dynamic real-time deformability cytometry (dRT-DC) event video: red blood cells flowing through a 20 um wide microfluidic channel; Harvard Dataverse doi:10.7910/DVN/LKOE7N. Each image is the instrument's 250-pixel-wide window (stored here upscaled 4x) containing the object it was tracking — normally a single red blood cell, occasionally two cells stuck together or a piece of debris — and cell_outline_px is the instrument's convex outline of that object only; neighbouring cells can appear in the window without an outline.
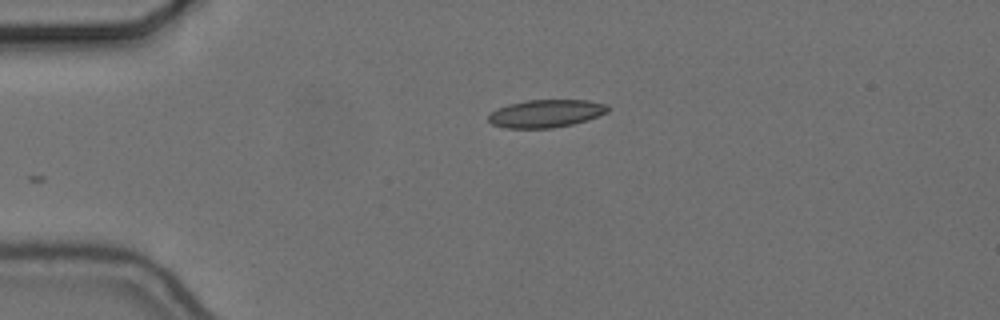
{"species": "common noctule bat (a hibernating species)", "species_latin": "Nyctalus noctula", "temperature_condition": "cold", "stored_images_in_passage": 5, "camera_frame_rate_fps": 3000, "um_per_image_px": 0.085, "animal": {"sex": "female", "body_mass_g": 24.6, "forearm_length_mm": 56.2}, "frame": {"image": 1, "passage_image": 1, "time_ms": 0.0, "image_size_px": [1000, 320], "cell_outline_px": [[608, 112], [588, 120], [572, 124], [552, 128], [504, 128], [492, 124], [488, 120], [488, 116], [492, 112], [508, 104], [528, 100], [588, 100], [608, 104]], "centroid_in_image_um": [46.43, 9.65], "position_along_channel_um": 38.6, "area_um2": 19.31}}